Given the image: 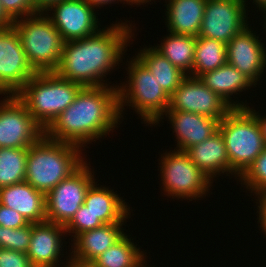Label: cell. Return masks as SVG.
Returning <instances> with one entry per match:
<instances>
[{
    "label": "cell",
    "instance_id": "obj_1",
    "mask_svg": "<svg viewBox=\"0 0 266 267\" xmlns=\"http://www.w3.org/2000/svg\"><path fill=\"white\" fill-rule=\"evenodd\" d=\"M124 21L116 20V23L106 25L93 35L64 42L60 64L55 72L83 87L110 85L106 75L112 74L117 65L119 69L120 63H124L127 47L133 43L136 34V26L130 20Z\"/></svg>",
    "mask_w": 266,
    "mask_h": 267
},
{
    "label": "cell",
    "instance_id": "obj_2",
    "mask_svg": "<svg viewBox=\"0 0 266 267\" xmlns=\"http://www.w3.org/2000/svg\"><path fill=\"white\" fill-rule=\"evenodd\" d=\"M117 86L83 87L72 104L45 129V135L84 150L88 144L110 136L122 124Z\"/></svg>",
    "mask_w": 266,
    "mask_h": 267
},
{
    "label": "cell",
    "instance_id": "obj_3",
    "mask_svg": "<svg viewBox=\"0 0 266 267\" xmlns=\"http://www.w3.org/2000/svg\"><path fill=\"white\" fill-rule=\"evenodd\" d=\"M83 150L44 134L28 148L25 181L46 195L87 160Z\"/></svg>",
    "mask_w": 266,
    "mask_h": 267
},
{
    "label": "cell",
    "instance_id": "obj_4",
    "mask_svg": "<svg viewBox=\"0 0 266 267\" xmlns=\"http://www.w3.org/2000/svg\"><path fill=\"white\" fill-rule=\"evenodd\" d=\"M126 63V83L121 82L117 86L120 119H125L124 106H129L138 114L142 124L153 127L168 110L170 96L135 55L127 58Z\"/></svg>",
    "mask_w": 266,
    "mask_h": 267
},
{
    "label": "cell",
    "instance_id": "obj_5",
    "mask_svg": "<svg viewBox=\"0 0 266 267\" xmlns=\"http://www.w3.org/2000/svg\"><path fill=\"white\" fill-rule=\"evenodd\" d=\"M83 88L56 72L36 73L16 94L45 130L75 100Z\"/></svg>",
    "mask_w": 266,
    "mask_h": 267
},
{
    "label": "cell",
    "instance_id": "obj_6",
    "mask_svg": "<svg viewBox=\"0 0 266 267\" xmlns=\"http://www.w3.org/2000/svg\"><path fill=\"white\" fill-rule=\"evenodd\" d=\"M232 176L237 180L266 147L260 123L249 108H232L219 122Z\"/></svg>",
    "mask_w": 266,
    "mask_h": 267
},
{
    "label": "cell",
    "instance_id": "obj_7",
    "mask_svg": "<svg viewBox=\"0 0 266 267\" xmlns=\"http://www.w3.org/2000/svg\"><path fill=\"white\" fill-rule=\"evenodd\" d=\"M26 58L36 73L55 72L64 46L63 38L44 12L13 21Z\"/></svg>",
    "mask_w": 266,
    "mask_h": 267
},
{
    "label": "cell",
    "instance_id": "obj_8",
    "mask_svg": "<svg viewBox=\"0 0 266 267\" xmlns=\"http://www.w3.org/2000/svg\"><path fill=\"white\" fill-rule=\"evenodd\" d=\"M160 154L158 177L161 178V193L168 198H177L181 201H198L208 196L214 182L190 160L185 151L163 150V154Z\"/></svg>",
    "mask_w": 266,
    "mask_h": 267
},
{
    "label": "cell",
    "instance_id": "obj_9",
    "mask_svg": "<svg viewBox=\"0 0 266 267\" xmlns=\"http://www.w3.org/2000/svg\"><path fill=\"white\" fill-rule=\"evenodd\" d=\"M87 160L70 176L46 194V220L65 226L84 204L85 195L95 179Z\"/></svg>",
    "mask_w": 266,
    "mask_h": 267
},
{
    "label": "cell",
    "instance_id": "obj_10",
    "mask_svg": "<svg viewBox=\"0 0 266 267\" xmlns=\"http://www.w3.org/2000/svg\"><path fill=\"white\" fill-rule=\"evenodd\" d=\"M45 130L16 95L0 99V148L28 149Z\"/></svg>",
    "mask_w": 266,
    "mask_h": 267
},
{
    "label": "cell",
    "instance_id": "obj_11",
    "mask_svg": "<svg viewBox=\"0 0 266 267\" xmlns=\"http://www.w3.org/2000/svg\"><path fill=\"white\" fill-rule=\"evenodd\" d=\"M35 74L15 28H0V95H16Z\"/></svg>",
    "mask_w": 266,
    "mask_h": 267
},
{
    "label": "cell",
    "instance_id": "obj_12",
    "mask_svg": "<svg viewBox=\"0 0 266 267\" xmlns=\"http://www.w3.org/2000/svg\"><path fill=\"white\" fill-rule=\"evenodd\" d=\"M242 0H207L199 37L227 44L251 22Z\"/></svg>",
    "mask_w": 266,
    "mask_h": 267
},
{
    "label": "cell",
    "instance_id": "obj_13",
    "mask_svg": "<svg viewBox=\"0 0 266 267\" xmlns=\"http://www.w3.org/2000/svg\"><path fill=\"white\" fill-rule=\"evenodd\" d=\"M96 11L99 10L86 0H61L44 13L67 42L88 37L101 29Z\"/></svg>",
    "mask_w": 266,
    "mask_h": 267
},
{
    "label": "cell",
    "instance_id": "obj_14",
    "mask_svg": "<svg viewBox=\"0 0 266 267\" xmlns=\"http://www.w3.org/2000/svg\"><path fill=\"white\" fill-rule=\"evenodd\" d=\"M231 109L200 78L187 75L170 95L167 111L191 112L221 121Z\"/></svg>",
    "mask_w": 266,
    "mask_h": 267
},
{
    "label": "cell",
    "instance_id": "obj_15",
    "mask_svg": "<svg viewBox=\"0 0 266 267\" xmlns=\"http://www.w3.org/2000/svg\"><path fill=\"white\" fill-rule=\"evenodd\" d=\"M65 237L68 236L63 225L47 220L31 223V239L26 254L32 265L34 267H64L70 258L69 252L66 251V254L63 252L65 244L68 243L65 242L64 239H67ZM63 256L64 261L61 259Z\"/></svg>",
    "mask_w": 266,
    "mask_h": 267
},
{
    "label": "cell",
    "instance_id": "obj_16",
    "mask_svg": "<svg viewBox=\"0 0 266 267\" xmlns=\"http://www.w3.org/2000/svg\"><path fill=\"white\" fill-rule=\"evenodd\" d=\"M252 29L250 24L226 44L227 63L258 85L266 72V47Z\"/></svg>",
    "mask_w": 266,
    "mask_h": 267
},
{
    "label": "cell",
    "instance_id": "obj_17",
    "mask_svg": "<svg viewBox=\"0 0 266 267\" xmlns=\"http://www.w3.org/2000/svg\"><path fill=\"white\" fill-rule=\"evenodd\" d=\"M164 116L170 122L173 135L176 137L175 150L186 151L190 147L200 144L219 129V120L184 111H166L153 126L160 127L158 124L161 121L164 123Z\"/></svg>",
    "mask_w": 266,
    "mask_h": 267
},
{
    "label": "cell",
    "instance_id": "obj_18",
    "mask_svg": "<svg viewBox=\"0 0 266 267\" xmlns=\"http://www.w3.org/2000/svg\"><path fill=\"white\" fill-rule=\"evenodd\" d=\"M123 225L126 227L125 223L104 224L82 232L71 239L70 256L83 262H93L126 234Z\"/></svg>",
    "mask_w": 266,
    "mask_h": 267
},
{
    "label": "cell",
    "instance_id": "obj_19",
    "mask_svg": "<svg viewBox=\"0 0 266 267\" xmlns=\"http://www.w3.org/2000/svg\"><path fill=\"white\" fill-rule=\"evenodd\" d=\"M199 78L232 108H248L249 103H247V100L245 102H243L244 99L242 101L239 100L237 94L239 95L252 87H257L247 76L228 63L213 71L202 74ZM231 96L238 101L234 100Z\"/></svg>",
    "mask_w": 266,
    "mask_h": 267
},
{
    "label": "cell",
    "instance_id": "obj_20",
    "mask_svg": "<svg viewBox=\"0 0 266 267\" xmlns=\"http://www.w3.org/2000/svg\"><path fill=\"white\" fill-rule=\"evenodd\" d=\"M116 192L109 186L97 184L95 180L86 192L84 205L103 224L126 223L128 222L126 220L131 218L133 209H130L132 207H130V204L128 205V202L126 203V199L120 197Z\"/></svg>",
    "mask_w": 266,
    "mask_h": 267
},
{
    "label": "cell",
    "instance_id": "obj_21",
    "mask_svg": "<svg viewBox=\"0 0 266 267\" xmlns=\"http://www.w3.org/2000/svg\"><path fill=\"white\" fill-rule=\"evenodd\" d=\"M46 195L26 181L0 188V204L19 212L29 223L46 221Z\"/></svg>",
    "mask_w": 266,
    "mask_h": 267
},
{
    "label": "cell",
    "instance_id": "obj_22",
    "mask_svg": "<svg viewBox=\"0 0 266 267\" xmlns=\"http://www.w3.org/2000/svg\"><path fill=\"white\" fill-rule=\"evenodd\" d=\"M190 160L212 181L222 174L231 175V166L223 136L218 130L212 136L185 151Z\"/></svg>",
    "mask_w": 266,
    "mask_h": 267
},
{
    "label": "cell",
    "instance_id": "obj_23",
    "mask_svg": "<svg viewBox=\"0 0 266 267\" xmlns=\"http://www.w3.org/2000/svg\"><path fill=\"white\" fill-rule=\"evenodd\" d=\"M207 0H165L166 31L197 37Z\"/></svg>",
    "mask_w": 266,
    "mask_h": 267
},
{
    "label": "cell",
    "instance_id": "obj_24",
    "mask_svg": "<svg viewBox=\"0 0 266 267\" xmlns=\"http://www.w3.org/2000/svg\"><path fill=\"white\" fill-rule=\"evenodd\" d=\"M139 50L135 56L155 75L159 85L170 96L187 75L175 67L152 45H145L143 49L140 48Z\"/></svg>",
    "mask_w": 266,
    "mask_h": 267
},
{
    "label": "cell",
    "instance_id": "obj_25",
    "mask_svg": "<svg viewBox=\"0 0 266 267\" xmlns=\"http://www.w3.org/2000/svg\"><path fill=\"white\" fill-rule=\"evenodd\" d=\"M127 233L114 245L97 257L93 263L97 267H148L146 250L141 251L138 244Z\"/></svg>",
    "mask_w": 266,
    "mask_h": 267
},
{
    "label": "cell",
    "instance_id": "obj_26",
    "mask_svg": "<svg viewBox=\"0 0 266 267\" xmlns=\"http://www.w3.org/2000/svg\"><path fill=\"white\" fill-rule=\"evenodd\" d=\"M153 47L186 75L193 71L196 37L169 32Z\"/></svg>",
    "mask_w": 266,
    "mask_h": 267
},
{
    "label": "cell",
    "instance_id": "obj_27",
    "mask_svg": "<svg viewBox=\"0 0 266 267\" xmlns=\"http://www.w3.org/2000/svg\"><path fill=\"white\" fill-rule=\"evenodd\" d=\"M227 63L226 44L211 38L196 37L193 71L190 76L199 78Z\"/></svg>",
    "mask_w": 266,
    "mask_h": 267
},
{
    "label": "cell",
    "instance_id": "obj_28",
    "mask_svg": "<svg viewBox=\"0 0 266 267\" xmlns=\"http://www.w3.org/2000/svg\"><path fill=\"white\" fill-rule=\"evenodd\" d=\"M27 154L28 149L0 148V188L25 181Z\"/></svg>",
    "mask_w": 266,
    "mask_h": 267
},
{
    "label": "cell",
    "instance_id": "obj_29",
    "mask_svg": "<svg viewBox=\"0 0 266 267\" xmlns=\"http://www.w3.org/2000/svg\"><path fill=\"white\" fill-rule=\"evenodd\" d=\"M250 191V195H260L266 192V147L249 168L239 177L237 183Z\"/></svg>",
    "mask_w": 266,
    "mask_h": 267
},
{
    "label": "cell",
    "instance_id": "obj_30",
    "mask_svg": "<svg viewBox=\"0 0 266 267\" xmlns=\"http://www.w3.org/2000/svg\"><path fill=\"white\" fill-rule=\"evenodd\" d=\"M30 239L31 223L17 229L0 225V248L26 253Z\"/></svg>",
    "mask_w": 266,
    "mask_h": 267
},
{
    "label": "cell",
    "instance_id": "obj_31",
    "mask_svg": "<svg viewBox=\"0 0 266 267\" xmlns=\"http://www.w3.org/2000/svg\"><path fill=\"white\" fill-rule=\"evenodd\" d=\"M103 225V222L86 205L82 204L64 227L66 234L74 240L82 232L93 230Z\"/></svg>",
    "mask_w": 266,
    "mask_h": 267
},
{
    "label": "cell",
    "instance_id": "obj_32",
    "mask_svg": "<svg viewBox=\"0 0 266 267\" xmlns=\"http://www.w3.org/2000/svg\"><path fill=\"white\" fill-rule=\"evenodd\" d=\"M1 3L12 21L39 13L35 8L34 0H1Z\"/></svg>",
    "mask_w": 266,
    "mask_h": 267
},
{
    "label": "cell",
    "instance_id": "obj_33",
    "mask_svg": "<svg viewBox=\"0 0 266 267\" xmlns=\"http://www.w3.org/2000/svg\"><path fill=\"white\" fill-rule=\"evenodd\" d=\"M0 267H34L26 253L0 248Z\"/></svg>",
    "mask_w": 266,
    "mask_h": 267
},
{
    "label": "cell",
    "instance_id": "obj_34",
    "mask_svg": "<svg viewBox=\"0 0 266 267\" xmlns=\"http://www.w3.org/2000/svg\"><path fill=\"white\" fill-rule=\"evenodd\" d=\"M27 219L16 210L0 204V225L13 229L21 228L28 225Z\"/></svg>",
    "mask_w": 266,
    "mask_h": 267
},
{
    "label": "cell",
    "instance_id": "obj_35",
    "mask_svg": "<svg viewBox=\"0 0 266 267\" xmlns=\"http://www.w3.org/2000/svg\"><path fill=\"white\" fill-rule=\"evenodd\" d=\"M256 200V206L258 207L257 209V224L258 227L261 229V235L263 233V238H266V192L262 193L260 195L255 196Z\"/></svg>",
    "mask_w": 266,
    "mask_h": 267
},
{
    "label": "cell",
    "instance_id": "obj_36",
    "mask_svg": "<svg viewBox=\"0 0 266 267\" xmlns=\"http://www.w3.org/2000/svg\"><path fill=\"white\" fill-rule=\"evenodd\" d=\"M86 1H88L96 9H101V7L103 8L105 5L109 6V4L111 7L112 4H116V3L119 4V2L126 4V5L127 4L130 5L127 0H86Z\"/></svg>",
    "mask_w": 266,
    "mask_h": 267
},
{
    "label": "cell",
    "instance_id": "obj_37",
    "mask_svg": "<svg viewBox=\"0 0 266 267\" xmlns=\"http://www.w3.org/2000/svg\"><path fill=\"white\" fill-rule=\"evenodd\" d=\"M60 1L61 0H34L35 8L38 12H45L51 5Z\"/></svg>",
    "mask_w": 266,
    "mask_h": 267
},
{
    "label": "cell",
    "instance_id": "obj_38",
    "mask_svg": "<svg viewBox=\"0 0 266 267\" xmlns=\"http://www.w3.org/2000/svg\"><path fill=\"white\" fill-rule=\"evenodd\" d=\"M248 108L255 114V116L258 119V122L260 123V127L266 144V115L264 114L263 116H261L260 112L259 111L257 112V110L254 109V106L253 107L249 106Z\"/></svg>",
    "mask_w": 266,
    "mask_h": 267
},
{
    "label": "cell",
    "instance_id": "obj_39",
    "mask_svg": "<svg viewBox=\"0 0 266 267\" xmlns=\"http://www.w3.org/2000/svg\"><path fill=\"white\" fill-rule=\"evenodd\" d=\"M64 267H97L93 262H83L73 259L71 256Z\"/></svg>",
    "mask_w": 266,
    "mask_h": 267
},
{
    "label": "cell",
    "instance_id": "obj_40",
    "mask_svg": "<svg viewBox=\"0 0 266 267\" xmlns=\"http://www.w3.org/2000/svg\"><path fill=\"white\" fill-rule=\"evenodd\" d=\"M13 26V21L5 13L0 0V28Z\"/></svg>",
    "mask_w": 266,
    "mask_h": 267
},
{
    "label": "cell",
    "instance_id": "obj_41",
    "mask_svg": "<svg viewBox=\"0 0 266 267\" xmlns=\"http://www.w3.org/2000/svg\"><path fill=\"white\" fill-rule=\"evenodd\" d=\"M244 3H245V6L247 8V10L249 9V7L247 6L248 5V0H242ZM252 1V0H250ZM247 3V4H246ZM255 4L256 8L255 9H258L260 12H262L264 9H266V0H253L252 4Z\"/></svg>",
    "mask_w": 266,
    "mask_h": 267
},
{
    "label": "cell",
    "instance_id": "obj_42",
    "mask_svg": "<svg viewBox=\"0 0 266 267\" xmlns=\"http://www.w3.org/2000/svg\"><path fill=\"white\" fill-rule=\"evenodd\" d=\"M128 1V3L131 5V6H133V5H137V7L138 6H140V5H143V7H144V4H146V3H150L151 2V4H153V2L152 1H154V0H127ZM156 2V0L154 1V3ZM144 3V4H143Z\"/></svg>",
    "mask_w": 266,
    "mask_h": 267
},
{
    "label": "cell",
    "instance_id": "obj_43",
    "mask_svg": "<svg viewBox=\"0 0 266 267\" xmlns=\"http://www.w3.org/2000/svg\"><path fill=\"white\" fill-rule=\"evenodd\" d=\"M260 14H263L262 17L264 18V19H261V20H263V24H260V25L264 26L262 29H264V31L266 33V9H264Z\"/></svg>",
    "mask_w": 266,
    "mask_h": 267
}]
</instances>
